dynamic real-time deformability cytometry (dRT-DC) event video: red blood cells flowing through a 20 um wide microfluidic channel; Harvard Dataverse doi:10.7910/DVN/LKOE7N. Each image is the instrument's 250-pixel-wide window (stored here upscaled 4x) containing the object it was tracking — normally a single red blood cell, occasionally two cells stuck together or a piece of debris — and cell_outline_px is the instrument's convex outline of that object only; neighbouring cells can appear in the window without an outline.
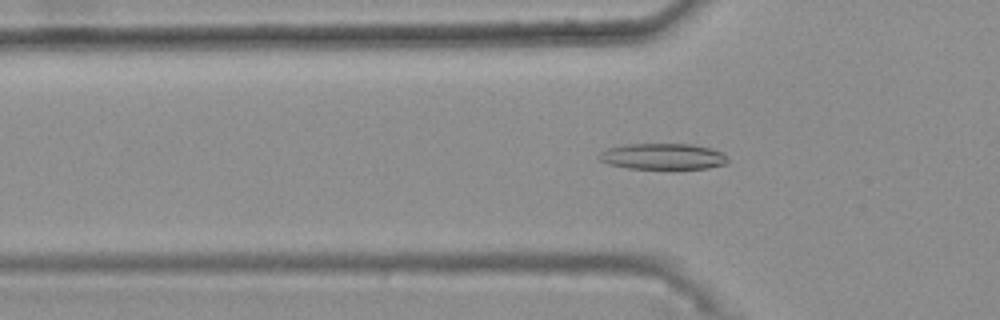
{"species": "common noctule bat (a hibernating species)", "species_latin": "Nyctalus noctula", "temperature_condition": "warm", "stored_images_in_passage": 32, "camera_frame_rate_fps": 3000, "um_per_image_px": 0.085, "animal": {"sex": "female", "body_mass_g": 25.1}, "frame": {"image": 1, "passage_image": 2, "time_ms": 0.333, "image_size_px": [1000, 320], "cell_outline_px": [[728, 164], [708, 168], [628, 168], [608, 164], [600, 160], [596, 156], [600, 152], [608, 148], [628, 144], [692, 144], [712, 148], [720, 152], [728, 160]], "centroid_in_image_um": [56.33, 13.29], "position_along_channel_um": 69.5, "area_um2": 19.42}}
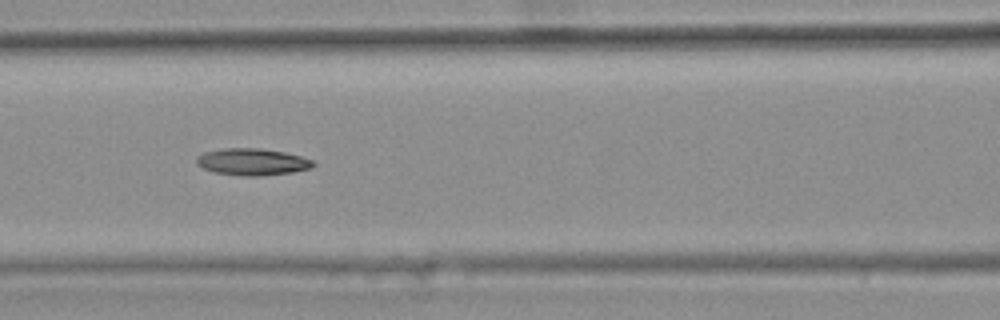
{"frame": {"image": 2, "passage_image": 8, "time_ms": 2.333, "image_size_px": [1000, 320], "cell_outline_px": [[316, 164], [312, 168], [292, 172], [260, 176], [240, 176], [212, 172], [196, 164], [196, 156], [204, 152], [224, 148], [260, 148], [284, 152], [300, 156], [312, 160]], "centroid_in_image_um": [21.42, 13.76], "position_along_channel_um": 145.2, "area_um2": 18.38}}
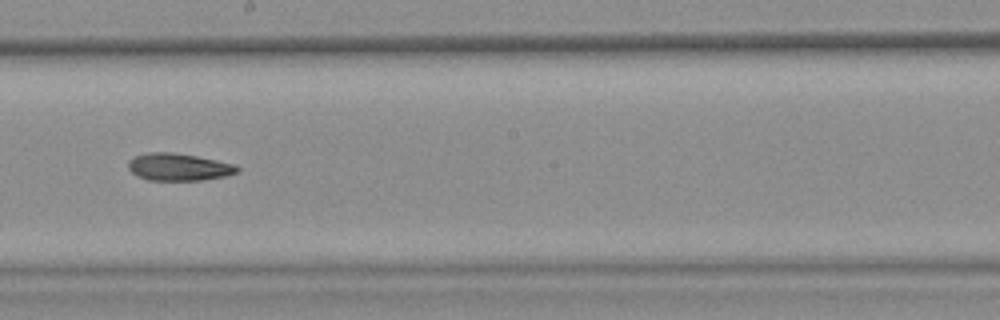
{"frame": {"image": 3, "passage_image": 15, "time_ms": 4.667, "image_size_px": [1000, 320], "cell_outline_px": [[240, 172], [224, 176], [200, 180], [148, 180], [136, 176], [128, 168], [128, 160], [136, 156], [148, 152], [172, 152], [196, 156], [236, 164], [240, 168]], "centroid_in_image_um": [15.19, 14.19], "position_along_channel_um": 233.0, "area_um2": 17.4}}